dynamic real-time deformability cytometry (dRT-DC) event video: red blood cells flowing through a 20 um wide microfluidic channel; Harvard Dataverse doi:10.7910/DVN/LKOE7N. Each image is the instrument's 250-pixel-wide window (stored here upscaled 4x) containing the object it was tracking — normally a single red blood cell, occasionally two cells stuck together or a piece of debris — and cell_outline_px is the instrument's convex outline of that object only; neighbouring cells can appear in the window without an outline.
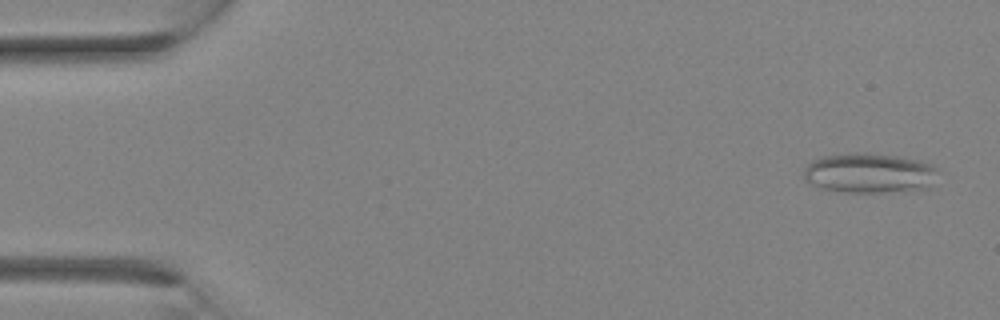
{"species": "Egyptian fruit bat (a non-hibernating species)", "species_latin": "Rousettus aegyptiacus", "temperature_condition": "room temperature", "stored_images_in_passage": 32, "camera_frame_rate_fps": 3000, "um_per_image_px": 0.085, "animal": {"sex": "female"}, "frame": {"image": 1, "passage_image": 2, "time_ms": 0.333, "image_size_px": [1000, 320], "cell_outline_px": [[936, 168], [932, 188], [920, 192], [848, 192], [824, 188], [812, 184], [804, 180], [804, 168], [812, 160], [820, 156], [848, 152], [872, 152], [900, 156], [920, 160], [932, 164]], "centroid_in_image_um": [73.95, 14.7], "position_along_channel_um": 11.0, "area_um2": 32.14}}
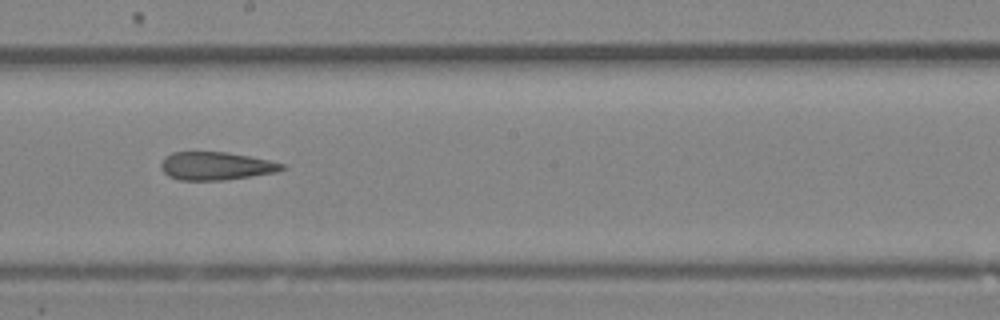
{"frame": {"image": 2, "passage_image": 18, "time_ms": 5.667, "image_size_px": [1000, 320], "cell_outline_px": [[288, 168], [276, 172], [224, 180], [180, 180], [168, 176], [160, 168], [160, 164], [164, 156], [172, 152], [228, 152], [288, 164]], "centroid_in_image_um": [18.36, 14.1], "position_along_channel_um": 229.8, "area_um2": 19.94}}
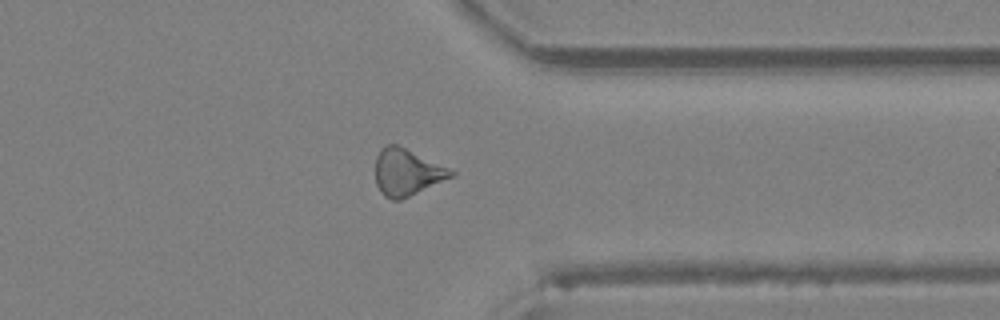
{"frame": {"image": 3, "passage_image": 25, "time_ms": 8.0, "image_size_px": [1000, 320], "cell_outline_px": [[456, 176], [400, 200], [392, 200], [384, 196], [380, 192], [376, 184], [376, 156], [380, 148], [388, 144], [396, 144], [448, 168], [456, 172]], "centroid_in_image_um": [34.58, 14.66], "position_along_channel_um": 376.8, "area_um2": 20.52}}